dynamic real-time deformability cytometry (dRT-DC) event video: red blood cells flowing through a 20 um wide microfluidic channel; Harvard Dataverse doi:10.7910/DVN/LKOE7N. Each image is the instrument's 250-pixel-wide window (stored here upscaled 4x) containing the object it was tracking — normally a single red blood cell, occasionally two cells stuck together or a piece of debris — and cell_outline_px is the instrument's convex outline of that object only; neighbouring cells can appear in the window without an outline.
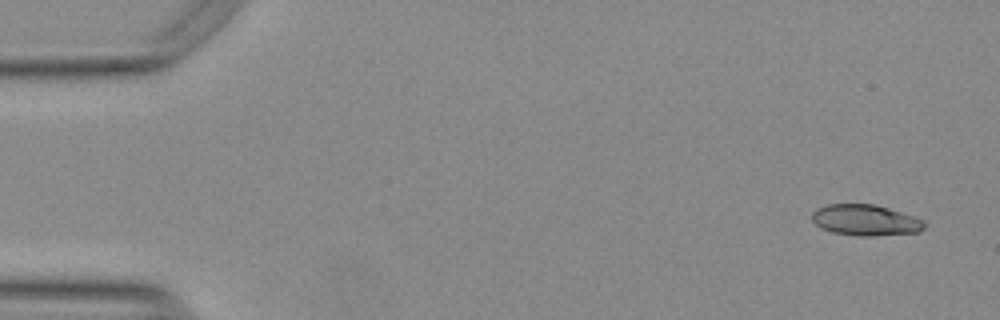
{"species": "Egyptian fruit bat (a non-hibernating species)", "species_latin": "Rousettus aegyptiacus", "temperature_condition": "warm", "stored_images_in_passage": 52, "camera_frame_rate_fps": 3000, "um_per_image_px": 0.085, "animal": {"sex": "female"}, "frame": {"image": 1, "passage_image": 1, "time_ms": 0.0, "image_size_px": [1000, 320], "cell_outline_px": [[924, 228], [920, 232], [872, 236], [860, 236], [832, 232], [820, 228], [812, 220], [812, 212], [816, 208], [828, 204], [876, 204], [916, 216], [924, 220]], "centroid_in_image_um": [73.57, 18.7], "position_along_channel_um": 11.4, "area_um2": 20.52}}
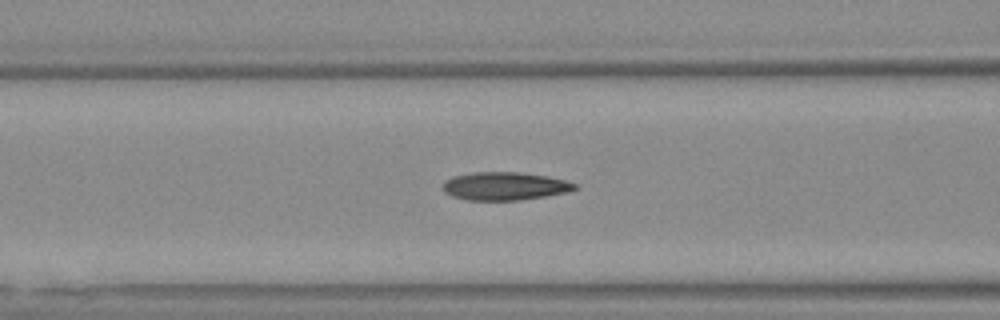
{"frame": {"image": 2, "passage_image": 20, "time_ms": 6.333, "image_size_px": [1000, 320], "cell_outline_px": [[576, 188], [568, 192], [520, 200], [468, 200], [452, 196], [444, 192], [440, 188], [452, 176], [472, 172], [520, 172], [548, 176], [564, 180], [576, 184]], "centroid_in_image_um": [42.87, 15.81], "position_along_channel_um": 123.7, "area_um2": 21.56}}
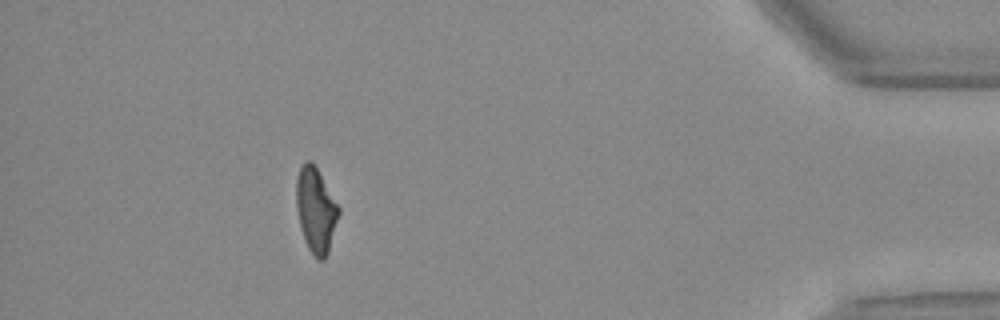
{"frame": {"image": 3, "passage_image": 47, "time_ms": 15.333, "image_size_px": [1000, 320], "cell_outline_px": [[340, 212], [328, 252], [324, 260], [320, 260], [308, 248], [304, 240], [300, 228], [296, 204], [296, 180], [300, 168], [304, 160], [312, 160], [340, 208]], "centroid_in_image_um": [26.83, 17.83], "position_along_channel_um": 408.4, "area_um2": 20.87}}